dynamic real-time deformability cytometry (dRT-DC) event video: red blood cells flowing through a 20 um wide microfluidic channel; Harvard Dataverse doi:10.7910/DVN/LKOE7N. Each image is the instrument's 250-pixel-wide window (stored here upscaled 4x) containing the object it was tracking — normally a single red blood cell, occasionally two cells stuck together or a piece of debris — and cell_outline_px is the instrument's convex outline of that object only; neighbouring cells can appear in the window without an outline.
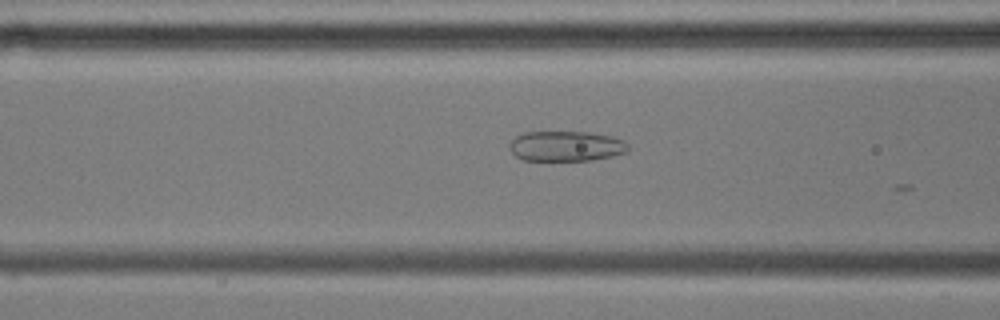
{"species": "common noctule bat (a hibernating species)", "species_latin": "Nyctalus noctula", "temperature_condition": "cold", "stored_images_in_passage": 11, "camera_frame_rate_fps": 3000, "um_per_image_px": 0.085, "animal": {"sex": "male", "body_mass_g": 17.9, "forearm_length_mm": 54.2}, "frame": {"image": 1, "passage_image": 4, "time_ms": 1.0, "image_size_px": [1000, 320], "cell_outline_px": [[628, 152], [612, 156], [592, 160], [524, 160], [516, 156], [508, 148], [508, 144], [516, 136], [524, 132], [588, 132], [612, 136], [624, 140], [628, 144]], "centroid_in_image_um": [48.12, 12.42], "position_along_channel_um": 118.5, "area_um2": 20.98}}
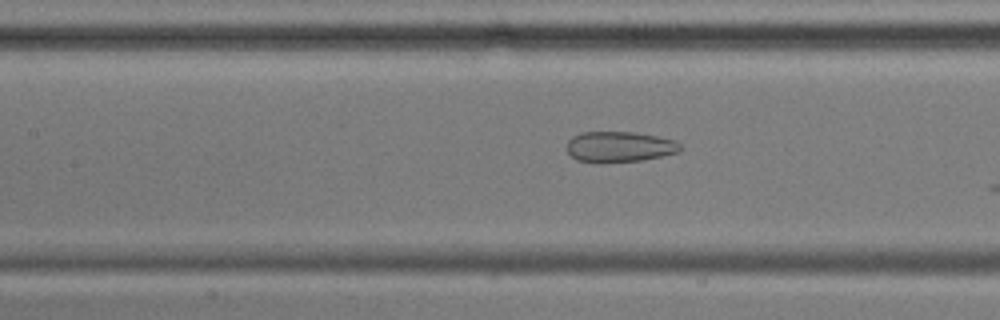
{"frame": {"image": 2, "passage_image": 7, "time_ms": 2.0, "image_size_px": [1000, 320], "cell_outline_px": [[684, 148], [680, 152], [640, 160], [600, 164], [576, 160], [568, 152], [568, 140], [572, 136], [580, 132], [632, 132], [656, 136], [676, 140]], "centroid_in_image_um": [52.65, 12.49], "position_along_channel_um": 154.7, "area_um2": 20.52}}
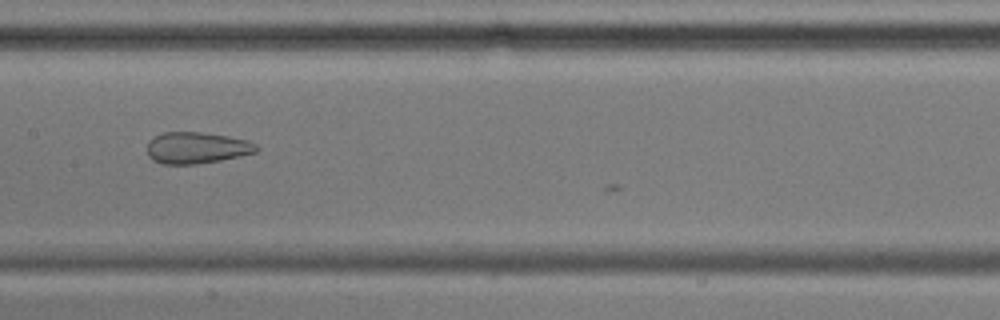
{"frame": {"image": 3, "passage_image": 10, "time_ms": 3.0, "image_size_px": [1000, 320], "cell_outline_px": [[260, 148], [256, 152], [240, 156], [220, 160], [196, 164], [164, 164], [152, 160], [148, 156], [148, 140], [152, 136], [164, 132], [200, 132], [228, 136], [248, 140], [256, 144]], "centroid_in_image_um": [16.71, 12.56], "position_along_channel_um": 190.7, "area_um2": 20.17}}